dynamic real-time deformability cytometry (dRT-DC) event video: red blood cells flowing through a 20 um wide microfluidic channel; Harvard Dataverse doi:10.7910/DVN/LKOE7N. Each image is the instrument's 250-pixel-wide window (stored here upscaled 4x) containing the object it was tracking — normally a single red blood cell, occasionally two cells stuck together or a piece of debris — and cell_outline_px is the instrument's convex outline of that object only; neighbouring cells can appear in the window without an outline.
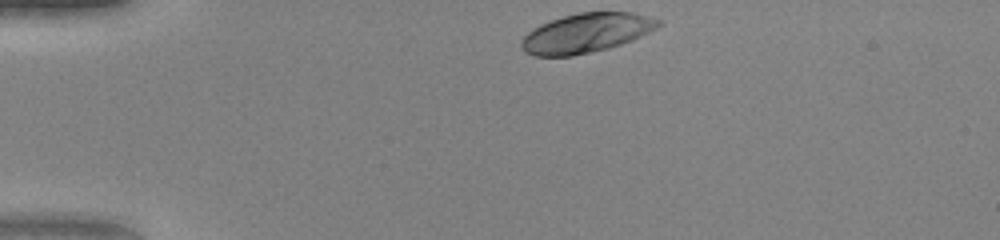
{"species": "human", "species_latin": "Homo sapiens", "temperature_condition": "warm", "stored_images_in_passage": 33, "camera_frame_rate_fps": 3000, "um_per_image_px": 0.085, "donor": {"sex": "female"}, "frame": {"image": 1, "passage_image": 1, "time_ms": 0.0, "image_size_px": [1000, 240], "cell_outline_px": [[664, 24], [632, 40], [608, 48], [572, 56], [536, 56], [524, 52], [520, 48], [520, 40], [528, 32], [540, 24], [564, 16], [580, 12], [632, 12], [660, 20]], "centroid_in_image_um": [49.8, 2.81], "position_along_channel_um": 35.2, "area_um2": 31.27}}
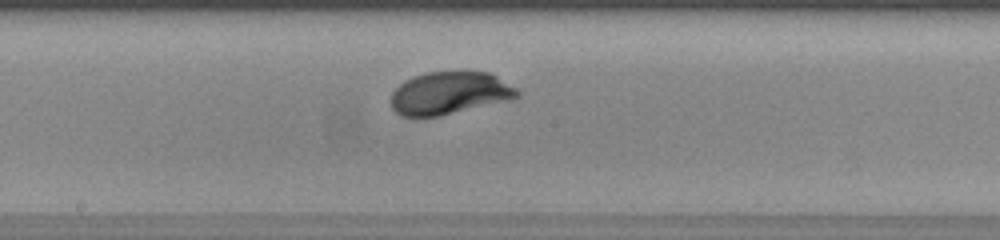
{"frame": {"image": 2, "passage_image": 18, "time_ms": 5.667, "image_size_px": [1000, 240], "cell_outline_px": [[520, 96], [512, 100], [440, 116], [416, 120], [400, 116], [392, 108], [392, 92], [404, 80], [412, 76], [428, 72], [456, 68], [488, 72], [496, 76], [516, 88], [520, 92]], "centroid_in_image_um": [38.2, 7.91], "position_along_channel_um": 210.0, "area_um2": 32.83}}
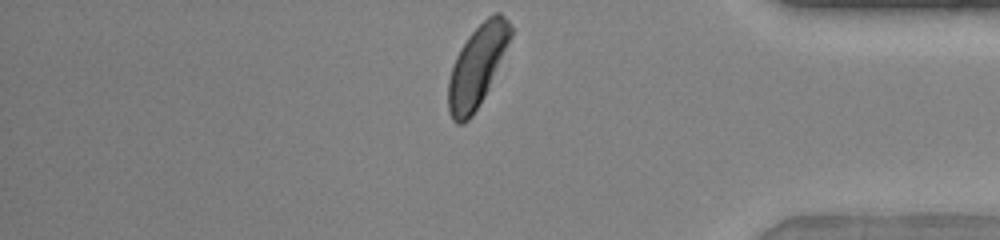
{"frame": {"image": 3, "passage_image": 33, "time_ms": 10.667, "image_size_px": [1000, 240], "cell_outline_px": [[512, 36], [488, 88], [484, 96], [472, 116], [464, 124], [456, 124], [452, 120], [448, 112], [448, 80], [456, 56], [460, 48], [468, 36], [488, 16], [496, 12], [500, 12], [508, 20], [512, 28]], "centroid_in_image_um": [40.54, 5.63], "position_along_channel_um": 394.7, "area_um2": 29.19}, "authors_computed_cell_mechanics": {"area_um2": 30.923, "velocity_mm_per_s": 4.0935, "shape_relaxation_time_tau1_ms": 1.5893, "shape_relaxation_time_tau2_ms": null, "deformation_change_tau1": 0.1316, "deformation_change_tau2": null}}